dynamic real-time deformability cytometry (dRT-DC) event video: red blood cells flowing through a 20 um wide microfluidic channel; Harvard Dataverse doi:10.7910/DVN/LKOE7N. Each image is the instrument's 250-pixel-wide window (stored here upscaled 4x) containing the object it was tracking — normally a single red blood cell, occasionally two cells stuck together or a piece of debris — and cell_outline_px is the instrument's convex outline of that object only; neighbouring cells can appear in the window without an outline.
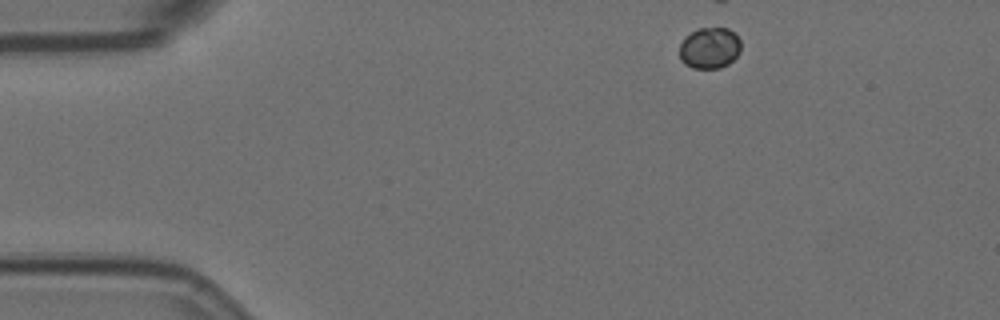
{"species": "Egyptian fruit bat (a non-hibernating species)", "species_latin": "Rousettus aegyptiacus", "temperature_condition": "room temperature", "stored_images_in_passage": 4, "camera_frame_rate_fps": 3000, "um_per_image_px": 0.085, "animal": {"sex": "female"}, "frame": {"image": 1, "passage_image": 1, "time_ms": 0.0, "image_size_px": [1000, 320], "cell_outline_px": [[740, 52], [728, 64], [720, 68], [692, 68], [684, 64], [680, 60], [680, 44], [684, 36], [700, 28], [728, 28], [736, 32], [740, 40]], "centroid_in_image_um": [60.32, 4.07], "position_along_channel_um": 24.7, "area_um2": 14.91}}
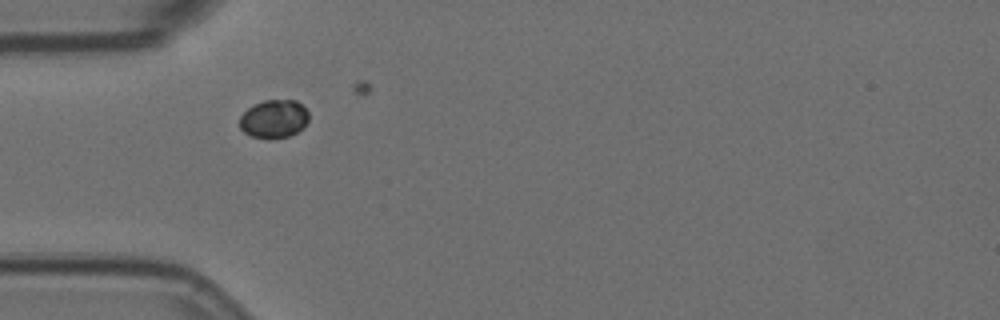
{"frame": {"image": 2, "passage_image": 3, "time_ms": 0.667, "image_size_px": [1000, 320], "cell_outline_px": [[308, 120], [304, 128], [288, 136], [268, 140], [252, 136], [244, 132], [240, 128], [240, 116], [248, 108], [264, 100], [296, 100], [308, 112]], "centroid_in_image_um": [23.28, 10.12], "position_along_channel_um": 61.7, "area_um2": 15.43}}